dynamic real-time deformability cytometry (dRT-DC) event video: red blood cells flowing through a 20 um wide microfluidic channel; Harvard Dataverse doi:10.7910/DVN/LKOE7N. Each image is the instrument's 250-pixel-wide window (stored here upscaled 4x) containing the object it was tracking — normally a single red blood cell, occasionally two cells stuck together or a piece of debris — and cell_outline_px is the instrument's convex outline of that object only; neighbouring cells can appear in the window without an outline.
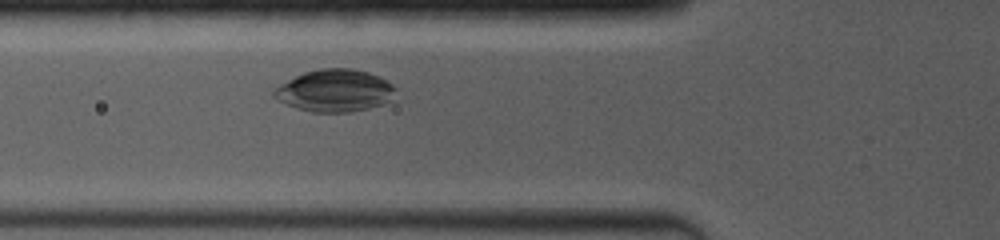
{"species": "common noctule bat (a hibernating species)", "species_latin": "Nyctalus noctula", "temperature_condition": "room temperature", "stored_images_in_passage": 17, "camera_frame_rate_fps": 4000, "um_per_image_px": 0.085, "animal": {"sex": "female", "body_mass_g": 19.0, "forearm_length_mm": 53.3}, "frame": {"image": 1, "passage_image": 3, "time_ms": 1.25, "image_size_px": [1000, 240], "cell_outline_px": [[396, 100], [384, 104], [352, 112], [312, 112], [296, 108], [272, 96], [272, 92], [280, 84], [304, 72], [320, 68], [352, 68], [368, 72], [392, 84], [396, 88]], "centroid_in_image_um": [28.51, 7.71], "position_along_channel_um": 97.3, "area_um2": 30.06}}
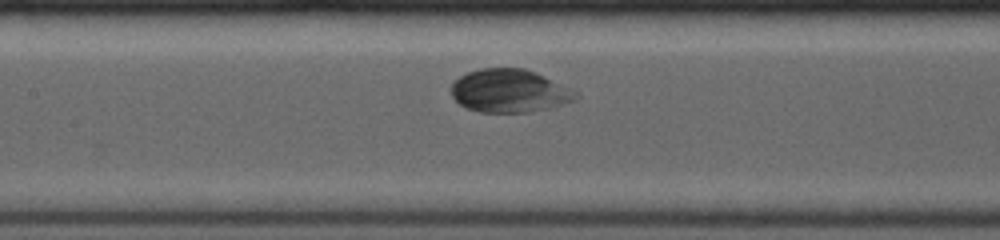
{"frame": {"image": 2, "passage_image": 6, "time_ms": 3.0, "image_size_px": [1000, 240], "cell_outline_px": [[580, 96], [576, 100], [548, 108], [528, 112], [476, 112], [464, 108], [452, 96], [452, 84], [460, 76], [468, 72], [480, 68], [524, 68], [536, 72], [576, 92]], "centroid_in_image_um": [43.28, 7.73], "position_along_channel_um": 164.1, "area_um2": 31.15}}